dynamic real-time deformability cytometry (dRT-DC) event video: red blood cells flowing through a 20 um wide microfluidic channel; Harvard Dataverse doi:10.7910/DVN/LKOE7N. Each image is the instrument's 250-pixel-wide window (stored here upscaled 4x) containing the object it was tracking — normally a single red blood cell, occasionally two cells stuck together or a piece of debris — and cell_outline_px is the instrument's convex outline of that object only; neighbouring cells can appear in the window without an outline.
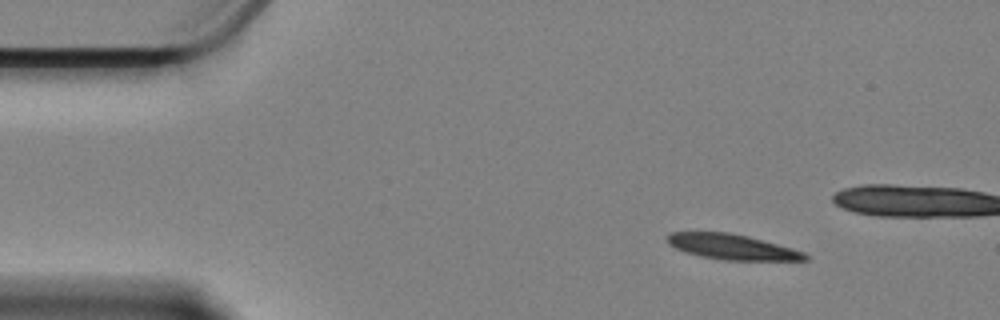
{"species": "Egyptian fruit bat (a non-hibernating species)", "species_latin": "Rousettus aegyptiacus", "temperature_condition": "cold", "stored_images_in_passage": 53, "camera_frame_rate_fps": 3000, "um_per_image_px": 0.085, "animal": {"sex": "female"}, "frame": {"image": 1, "passage_image": 1, "time_ms": 0.0, "image_size_px": [1000, 320], "cell_outline_px": [[808, 260], [724, 260], [700, 256], [684, 252], [668, 244], [664, 236], [672, 232], [728, 232], [748, 236], [792, 248], [804, 252], [808, 256]], "centroid_in_image_um": [62.18, 20.98], "position_along_channel_um": 22.8, "area_um2": 20.35}}
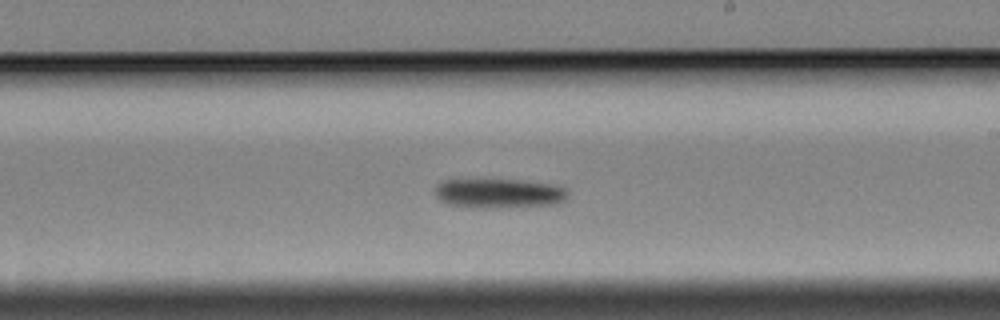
{"frame": {"image": 2, "passage_image": 27, "time_ms": 8.667, "image_size_px": [1000, 320], "cell_outline_px": [[568, 200], [560, 204], [484, 208], [476, 208], [448, 204], [440, 200], [432, 192], [432, 188], [440, 180], [524, 180], [556, 184], [564, 188], [568, 192]], "centroid_in_image_um": [42.41, 16.43], "position_along_channel_um": 246.6, "area_um2": 23.29}}
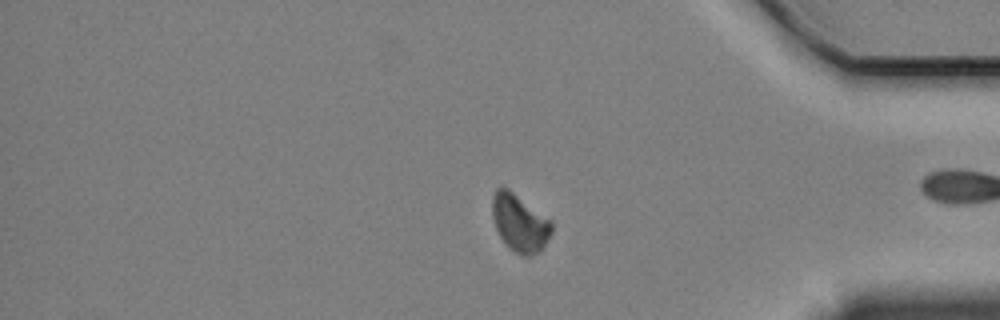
{"frame": {"image": 3, "passage_image": 42, "time_ms": 13.667, "image_size_px": [1000, 320], "cell_outline_px": [[552, 232], [540, 252], [532, 256], [524, 256], [508, 248], [500, 236], [496, 228], [492, 216], [492, 196], [496, 188], [508, 188], [552, 220]], "centroid_in_image_um": [44.18, 18.95], "position_along_channel_um": 391.0, "area_um2": 20.0}, "authors_computed_cell_mechanics": {"area_um2": 22.1374, "velocity_mm_per_s": 3.3601, "shape_relaxation_time_tau1_ms": 2.8951, "shape_relaxation_time_tau2_ms": null, "deformation_change_tau1": 0.0927, "deformation_change_tau2": null}}